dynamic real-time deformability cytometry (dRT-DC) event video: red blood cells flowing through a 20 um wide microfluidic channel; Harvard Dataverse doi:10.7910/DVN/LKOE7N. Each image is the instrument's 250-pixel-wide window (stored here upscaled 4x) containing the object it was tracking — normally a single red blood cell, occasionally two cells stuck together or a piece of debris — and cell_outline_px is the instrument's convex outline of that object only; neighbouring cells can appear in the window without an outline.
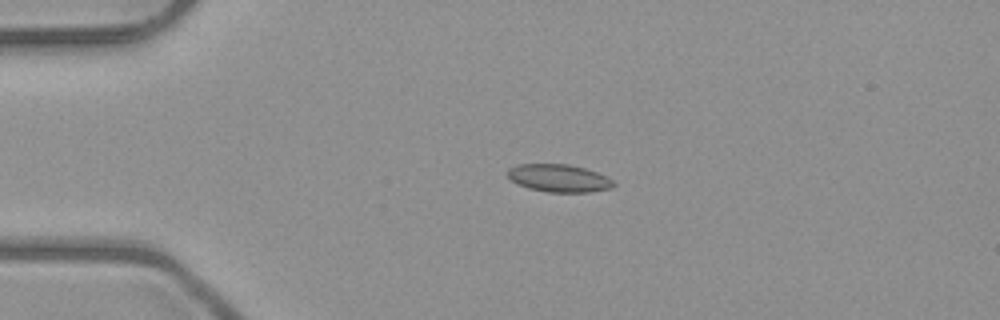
{"species": "common noctule bat (a hibernating species)", "species_latin": "Nyctalus noctula", "temperature_condition": "room temperature", "stored_images_in_passage": 2, "camera_frame_rate_fps": 3000, "um_per_image_px": 0.085, "animal": {"sex": "male", "body_mass_g": 23.1, "forearm_length_mm": 52.7}, "frame": {"image": 1, "passage_image": 1, "time_ms": 0.0, "image_size_px": [1000, 320], "cell_outline_px": [[616, 184], [612, 188], [588, 192], [548, 192], [528, 188], [516, 184], [508, 176], [508, 168], [516, 164], [568, 164], [584, 168], [596, 172], [612, 180]], "centroid_in_image_um": [47.48, 15.14], "position_along_channel_um": 37.5, "area_um2": 17.05}}